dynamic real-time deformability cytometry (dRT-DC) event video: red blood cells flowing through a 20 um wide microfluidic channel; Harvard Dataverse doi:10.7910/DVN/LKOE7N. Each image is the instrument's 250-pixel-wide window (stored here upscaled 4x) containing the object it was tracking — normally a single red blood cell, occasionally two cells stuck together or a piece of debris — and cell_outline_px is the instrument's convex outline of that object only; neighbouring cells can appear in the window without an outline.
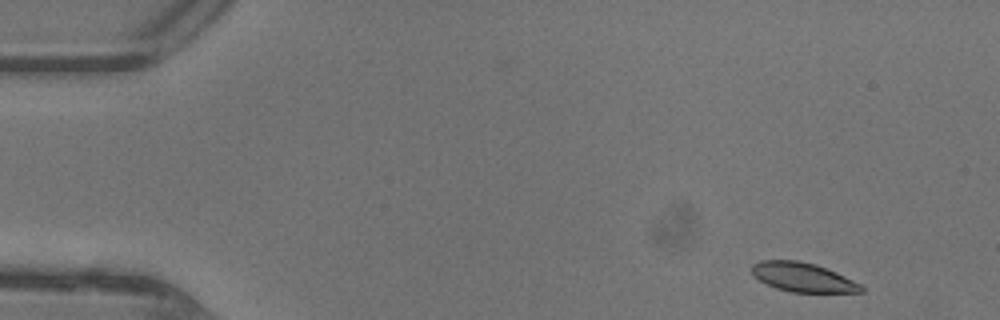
{"species": "common noctule bat (a hibernating species)", "species_latin": "Nyctalus noctula", "temperature_condition": "warm", "stored_images_in_passage": 16, "camera_frame_rate_fps": 3000, "um_per_image_px": 0.085, "animal": {"sex": "female"}, "frame": {"image": 1, "passage_image": 2, "time_ms": 0.333, "image_size_px": [1000, 320], "cell_outline_px": [[864, 292], [792, 292], [776, 288], [760, 280], [752, 272], [752, 264], [760, 260], [796, 260], [816, 264], [836, 272], [860, 284], [864, 288]], "centroid_in_image_um": [68.25, 23.56], "position_along_channel_um": 16.8, "area_um2": 18.38}}
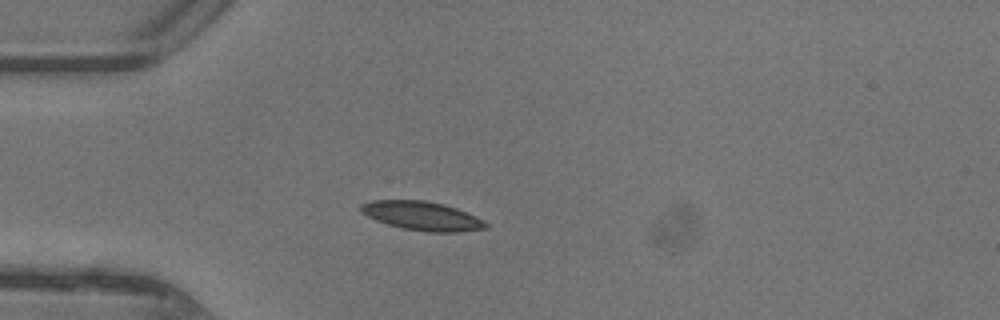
{"frame": {"image": 2, "passage_image": 11, "time_ms": 3.333, "image_size_px": [1000, 320], "cell_outline_px": [[488, 228], [460, 232], [428, 232], [404, 228], [388, 224], [376, 220], [368, 216], [360, 208], [360, 204], [368, 200], [424, 200], [444, 204], [456, 208], [488, 224]], "centroid_in_image_um": [35.85, 18.34], "position_along_channel_um": 49.2, "area_um2": 20.69}}
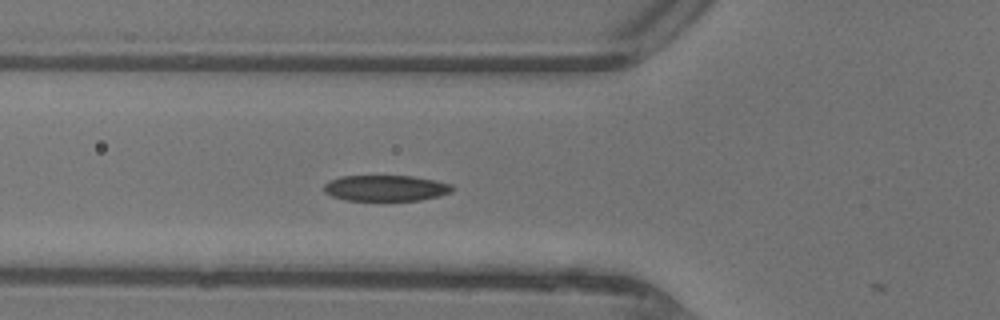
{"frame": {"image": 3, "passage_image": 15, "time_ms": 4.667, "image_size_px": [1000, 320], "cell_outline_px": [[452, 192], [420, 200], [344, 200], [332, 196], [324, 192], [324, 184], [340, 176], [412, 176], [452, 184]], "centroid_in_image_um": [32.75, 15.99], "position_along_channel_um": 93.0, "area_um2": 19.13}}